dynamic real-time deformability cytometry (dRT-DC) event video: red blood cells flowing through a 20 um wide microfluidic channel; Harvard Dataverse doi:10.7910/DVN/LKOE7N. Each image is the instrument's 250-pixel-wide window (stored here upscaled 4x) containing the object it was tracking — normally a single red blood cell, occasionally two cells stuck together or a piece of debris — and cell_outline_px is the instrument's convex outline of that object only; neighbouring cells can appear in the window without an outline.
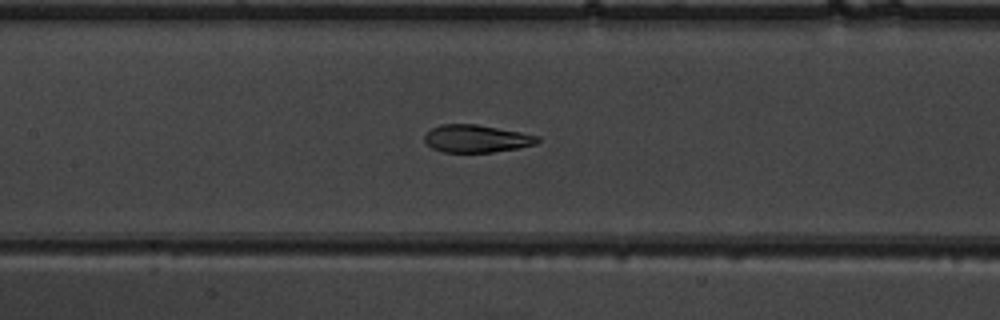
{"species": "common noctule bat (a hibernating species)", "species_latin": "Nyctalus noctula", "temperature_condition": "warm", "stored_images_in_passage": 40, "camera_frame_rate_fps": 3000, "um_per_image_px": 0.085, "animal": {"sex": "male", "body_mass_g": 19.5, "forearm_length_mm": 54.6}, "frame": {"image": 1, "passage_image": 19, "time_ms": 6.0, "image_size_px": [1000, 320], "cell_outline_px": [[540, 140], [536, 144], [520, 148], [492, 152], [444, 152], [432, 148], [424, 140], [424, 136], [432, 128], [440, 124], [476, 124], [520, 132], [540, 136]], "centroid_in_image_um": [40.52, 11.78], "position_along_channel_um": 166.9, "area_um2": 18.15}}
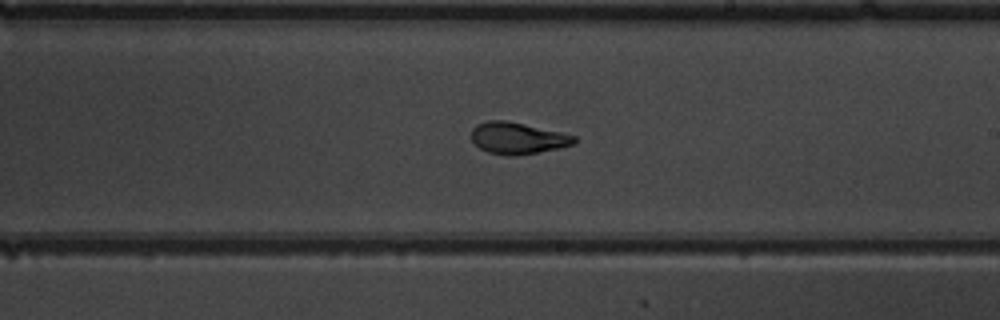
{"frame": {"image": 2, "passage_image": 25, "time_ms": 8.0, "image_size_px": [1000, 320], "cell_outline_px": [[576, 140], [572, 144], [560, 148], [516, 156], [508, 156], [488, 152], [480, 148], [472, 140], [472, 128], [476, 124], [488, 120], [508, 120], [560, 132], [576, 136]], "centroid_in_image_um": [43.98, 11.74], "position_along_channel_um": 245.0, "area_um2": 18.96}}
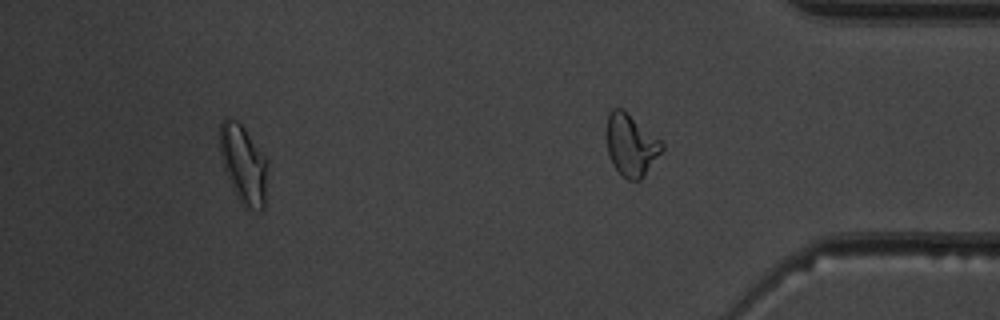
{"frame": {"image": 3, "passage_image": 36, "time_ms": 11.667, "image_size_px": [1000, 320], "cell_outline_px": [[268, 160], [264, 208], [260, 212], [244, 208], [236, 196], [232, 188], [224, 168], [220, 156], [220, 124], [224, 116], [228, 116], [236, 120], [244, 128]], "centroid_in_image_um": [20.69, 13.98], "position_along_channel_um": 414.5, "area_um2": 22.08}, "authors_computed_cell_mechanics": {"area_um2": 19.5942, "velocity_mm_per_s": 3.9098, "shape_relaxation_time_tau1_ms": 4.9135, "shape_relaxation_time_tau2_ms": 1.3519, "deformation_change_tau1": 0.1889, "deformation_change_tau2": 0.0706}}